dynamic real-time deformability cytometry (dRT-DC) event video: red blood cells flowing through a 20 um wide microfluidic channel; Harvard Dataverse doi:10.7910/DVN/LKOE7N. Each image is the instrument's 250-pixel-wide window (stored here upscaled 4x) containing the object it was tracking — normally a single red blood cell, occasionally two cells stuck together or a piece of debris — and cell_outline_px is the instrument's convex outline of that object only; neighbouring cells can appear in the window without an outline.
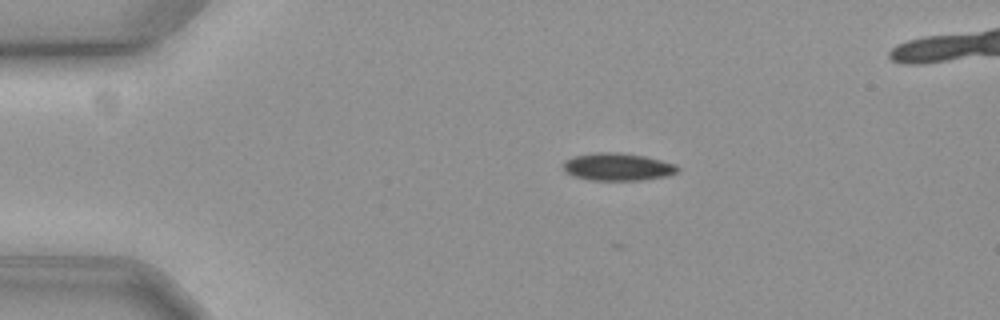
{"species": "common noctule bat (a hibernating species)", "species_latin": "Nyctalus noctula", "temperature_condition": "cold", "stored_images_in_passage": 47, "camera_frame_rate_fps": 3000, "um_per_image_px": 0.085, "animal": {"sex": "female", "body_mass_g": 19.3, "forearm_length_mm": 54.1}, "frame": {"image": 1, "passage_image": 7, "time_ms": 2.0, "image_size_px": [1000, 320], "cell_outline_px": [[680, 168], [676, 172], [664, 176], [644, 180], [588, 180], [564, 172], [564, 160], [572, 156], [596, 152], [620, 152], [644, 156], [676, 164]], "centroid_in_image_um": [52.47, 14.17], "position_along_channel_um": 32.5, "area_um2": 18.38}}
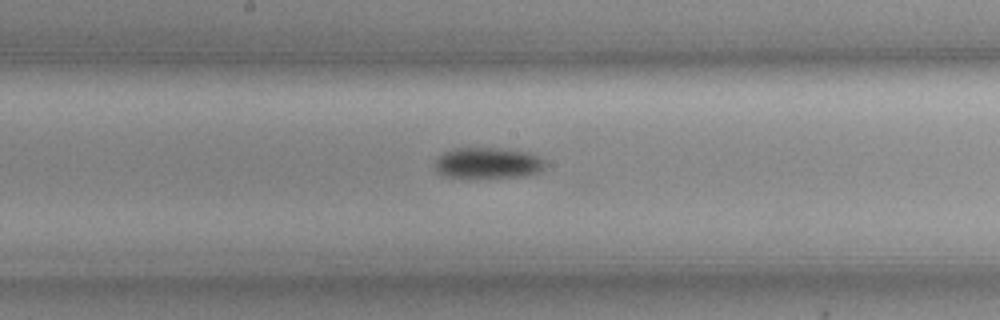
{"frame": {"image": 2, "passage_image": 26, "time_ms": 8.333, "image_size_px": [1000, 320], "cell_outline_px": [[548, 164], [540, 172], [524, 176], [476, 180], [444, 176], [436, 172], [432, 164], [436, 156], [452, 148], [496, 148], [528, 152], [544, 160]], "centroid_in_image_um": [41.39, 13.9], "position_along_channel_um": 206.8, "area_um2": 20.98}}
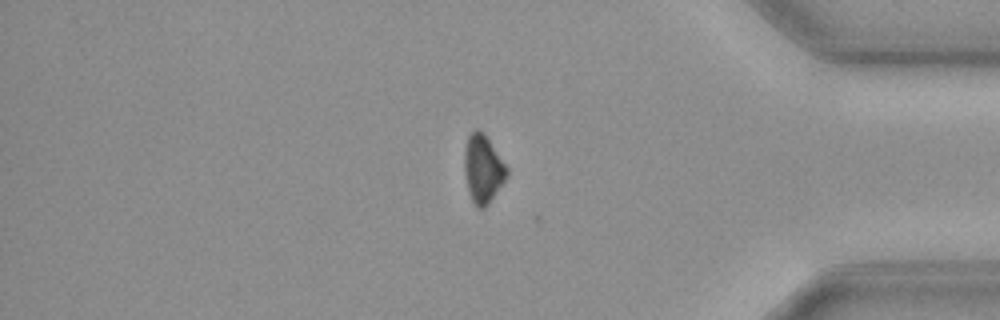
{"frame": {"image": 3, "passage_image": 44, "time_ms": 14.333, "image_size_px": [1000, 320], "cell_outline_px": [[508, 176], [488, 204], [484, 208], [476, 208], [472, 200], [468, 188], [464, 168], [464, 152], [468, 136], [476, 128], [480, 128], [484, 132], [508, 168]], "centroid_in_image_um": [41.06, 14.33], "position_along_channel_um": 394.1, "area_um2": 16.82}, "authors_computed_cell_mechanics": {"area_um2": 18.785, "velocity_mm_per_s": 3.5741, "shape_relaxation_time_tau1_ms": 3.3906, "shape_relaxation_time_tau2_ms": null, "deformation_change_tau1": 0.1074, "deformation_change_tau2": null}}